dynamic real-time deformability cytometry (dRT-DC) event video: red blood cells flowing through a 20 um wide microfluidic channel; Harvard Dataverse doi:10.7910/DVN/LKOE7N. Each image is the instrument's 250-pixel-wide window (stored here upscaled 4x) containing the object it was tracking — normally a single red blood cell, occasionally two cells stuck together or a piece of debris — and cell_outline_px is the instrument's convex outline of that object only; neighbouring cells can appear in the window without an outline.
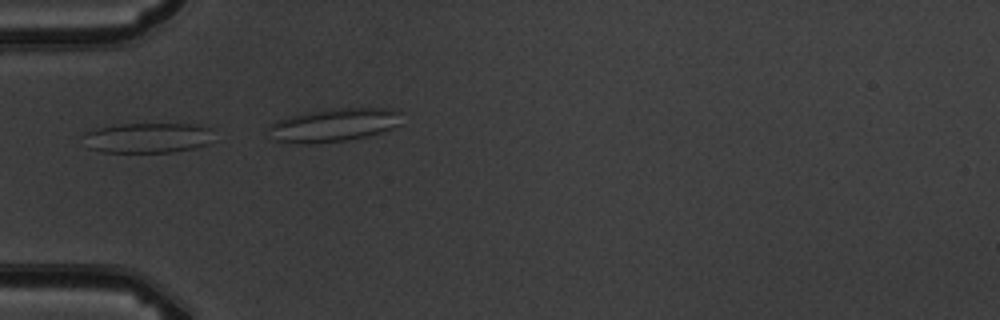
{"species": "common noctule bat (a hibernating species)", "species_latin": "Nyctalus noctula", "temperature_condition": "warm", "stored_images_in_passage": 6, "camera_frame_rate_fps": 3000, "um_per_image_px": 0.085, "animal": {"sex": "male", "body_mass_g": 19.5, "forearm_length_mm": 54.6}, "frame": {"image": 1, "passage_image": 5, "time_ms": 4.667, "image_size_px": [1000, 320], "cell_outline_px": [[212, 128], [208, 144], [176, 152], [100, 152], [88, 148], [80, 136], [84, 132], [96, 128], [120, 124], [200, 124]], "centroid_in_image_um": [12.48, 11.71], "position_along_channel_um": 72.5, "area_um2": 23.24}}